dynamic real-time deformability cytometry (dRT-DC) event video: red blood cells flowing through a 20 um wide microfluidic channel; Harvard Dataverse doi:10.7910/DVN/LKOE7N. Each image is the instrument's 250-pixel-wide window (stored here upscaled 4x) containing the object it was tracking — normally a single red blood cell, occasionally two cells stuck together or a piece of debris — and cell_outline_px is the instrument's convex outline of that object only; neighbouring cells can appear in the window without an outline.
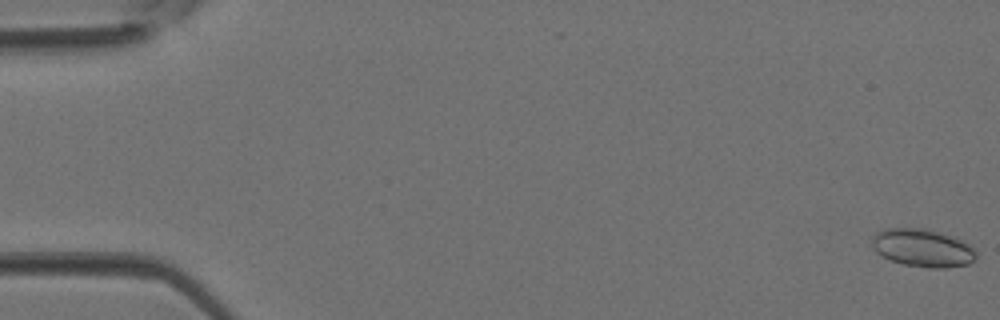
{"species": "Egyptian fruit bat (a non-hibernating species)", "species_latin": "Rousettus aegyptiacus", "temperature_condition": "room temperature", "stored_images_in_passage": 3, "camera_frame_rate_fps": 3000, "um_per_image_px": 0.085, "animal": {"sex": "female"}, "frame": {"image": 1, "passage_image": 1, "time_ms": 0.0, "image_size_px": [1000, 320], "cell_outline_px": [[976, 260], [968, 264], [948, 268], [928, 268], [904, 264], [892, 260], [876, 252], [872, 244], [872, 236], [876, 232], [884, 228], [924, 228], [952, 236], [968, 244], [976, 252]], "centroid_in_image_um": [78.42, 21.07], "position_along_channel_um": 6.6, "area_um2": 22.95}}